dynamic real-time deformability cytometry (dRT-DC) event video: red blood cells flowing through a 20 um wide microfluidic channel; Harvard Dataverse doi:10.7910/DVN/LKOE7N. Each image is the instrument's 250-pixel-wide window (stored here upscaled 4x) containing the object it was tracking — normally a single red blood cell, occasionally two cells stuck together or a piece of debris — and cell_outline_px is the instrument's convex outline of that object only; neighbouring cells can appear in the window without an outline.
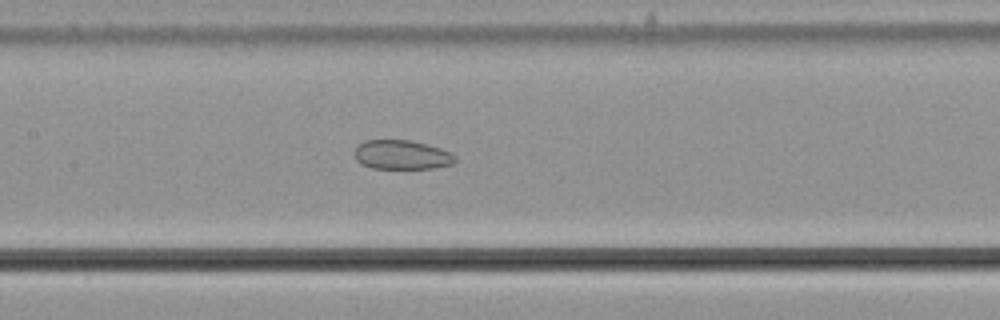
{"species": "common noctule bat (a hibernating species)", "species_latin": "Nyctalus noctula", "temperature_condition": "cold", "stored_images_in_passage": 56, "camera_frame_rate_fps": 3000, "um_per_image_px": 0.085, "animal": {"sex": "male", "body_mass_g": 21.5, "forearm_length_mm": 52.0}, "frame": {"image": 1, "passage_image": 27, "time_ms": 8.667, "image_size_px": [1000, 320], "cell_outline_px": [[456, 160], [452, 164], [432, 168], [372, 168], [360, 164], [356, 160], [356, 148], [364, 140], [408, 140], [440, 148], [456, 156]], "centroid_in_image_um": [34.14, 13.16], "position_along_channel_um": 173.3, "area_um2": 16.88}}
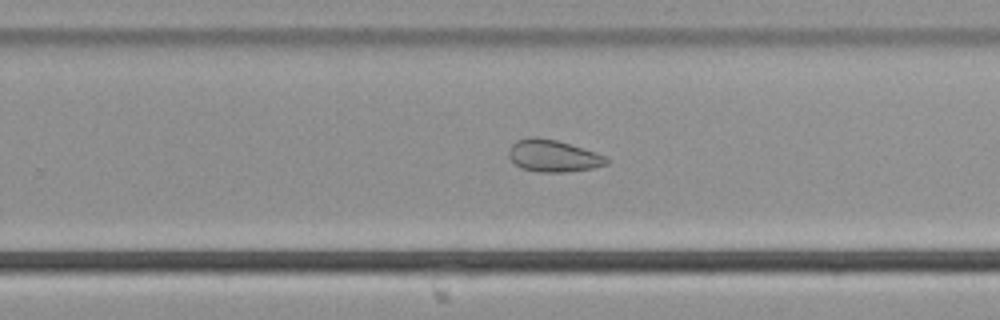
{"frame": {"image": 2, "passage_image": 36, "time_ms": 11.667, "image_size_px": [1000, 320], "cell_outline_px": [[608, 164], [592, 168], [564, 172], [540, 172], [524, 168], [516, 164], [508, 156], [508, 148], [516, 140], [532, 136], [556, 140], [596, 152], [604, 156], [608, 160]], "centroid_in_image_um": [47.0, 13.24], "position_along_channel_um": 282.8, "area_um2": 18.03}}
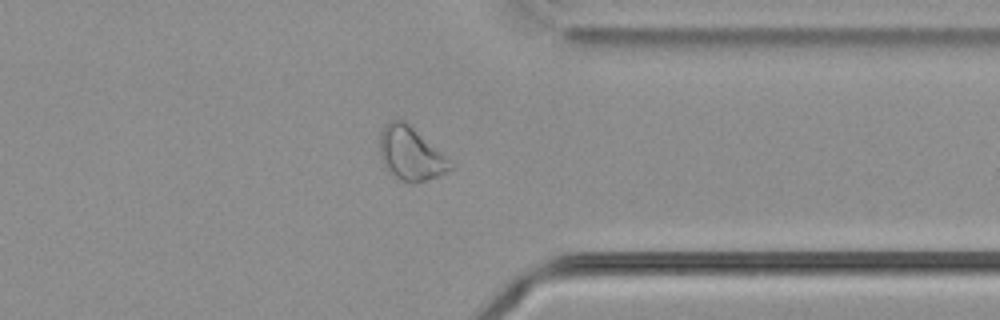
{"frame": {"image": 3, "passage_image": 44, "time_ms": 14.333, "image_size_px": [1000, 320], "cell_outline_px": [[452, 168], [440, 176], [416, 184], [412, 184], [400, 180], [388, 172], [380, 156], [380, 132], [384, 124], [388, 120], [404, 120], [440, 152], [452, 164]], "centroid_in_image_um": [34.86, 13.09], "position_along_channel_um": 376.5, "area_um2": 21.79}, "authors_computed_cell_mechanics": {"area_um2": 24.0159, "velocity_mm_per_s": 3.6633, "shape_relaxation_time_tau1_ms": null, "shape_relaxation_time_tau2_ms": 3.1841, "deformation_change_tau1": null, "deformation_change_tau2": 0.0808}}